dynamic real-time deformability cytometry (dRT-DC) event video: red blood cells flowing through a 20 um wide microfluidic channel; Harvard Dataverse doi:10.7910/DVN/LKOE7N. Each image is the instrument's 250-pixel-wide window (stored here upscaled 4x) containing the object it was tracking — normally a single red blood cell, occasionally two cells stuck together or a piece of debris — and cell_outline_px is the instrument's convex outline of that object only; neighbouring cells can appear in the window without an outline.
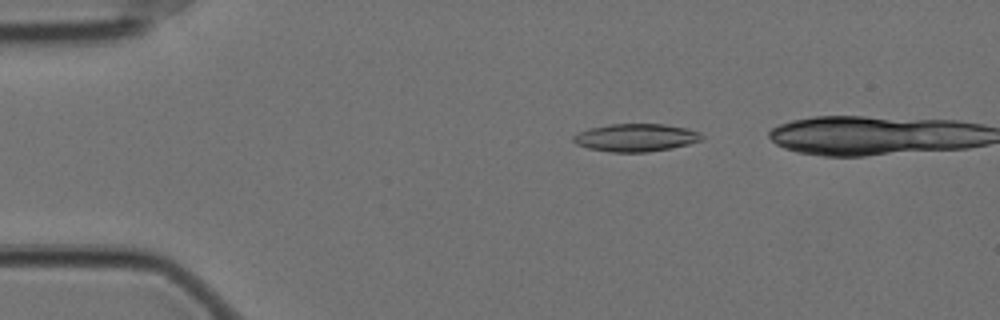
{"species": "Egyptian fruit bat (a non-hibernating species)", "species_latin": "Rousettus aegyptiacus", "temperature_condition": "cold", "stored_images_in_passage": 47, "camera_frame_rate_fps": 3000, "um_per_image_px": 0.085, "animal": {"sex": "female"}, "frame": {"image": 1, "passage_image": 7, "time_ms": 2.0, "image_size_px": [1000, 320], "cell_outline_px": [[704, 140], [672, 148], [648, 152], [612, 152], [588, 148], [576, 144], [572, 140], [572, 136], [576, 132], [588, 128], [612, 124], [664, 124], [688, 128], [700, 132], [704, 136]], "centroid_in_image_um": [54.05, 11.69], "position_along_channel_um": 30.9, "area_um2": 21.04}}
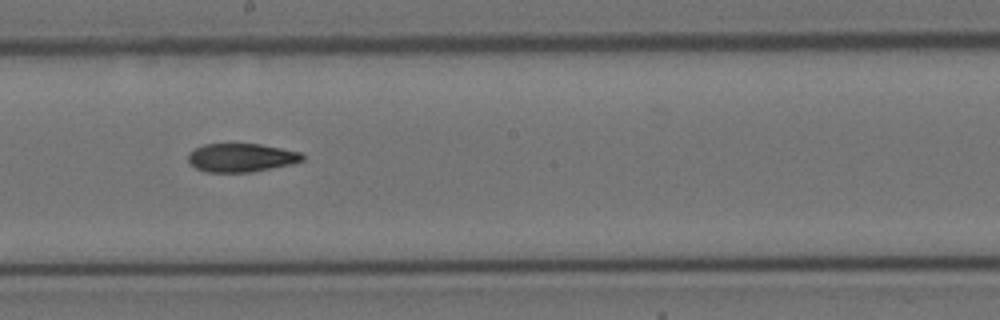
{"frame": {"image": 2, "passage_image": 28, "time_ms": 9.0, "image_size_px": [1000, 320], "cell_outline_px": [[304, 160], [292, 164], [252, 172], [208, 172], [196, 168], [188, 160], [188, 152], [204, 144], [260, 144], [300, 152], [304, 156]], "centroid_in_image_um": [20.51, 13.4], "position_along_channel_um": 227.7, "area_um2": 18.9}}
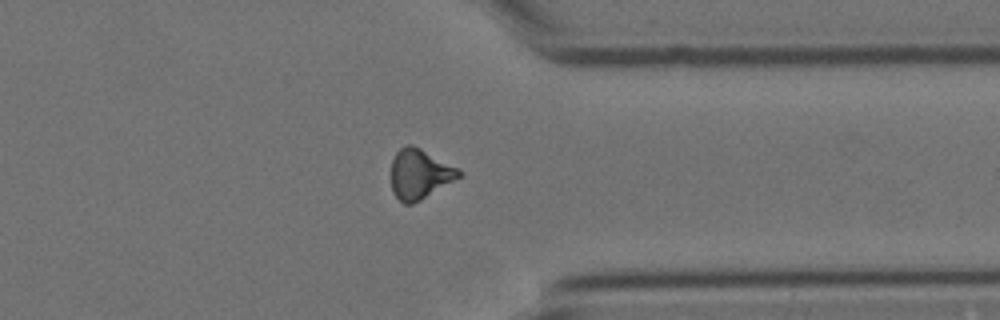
{"frame": {"image": 3, "passage_image": 41, "time_ms": 13.333, "image_size_px": [1000, 320], "cell_outline_px": [[464, 172], [460, 176], [420, 200], [412, 204], [404, 204], [392, 192], [392, 160], [396, 152], [400, 148], [408, 144], [412, 144], [460, 168]], "centroid_in_image_um": [35.67, 14.77], "position_along_channel_um": 375.7, "area_um2": 19.54}}